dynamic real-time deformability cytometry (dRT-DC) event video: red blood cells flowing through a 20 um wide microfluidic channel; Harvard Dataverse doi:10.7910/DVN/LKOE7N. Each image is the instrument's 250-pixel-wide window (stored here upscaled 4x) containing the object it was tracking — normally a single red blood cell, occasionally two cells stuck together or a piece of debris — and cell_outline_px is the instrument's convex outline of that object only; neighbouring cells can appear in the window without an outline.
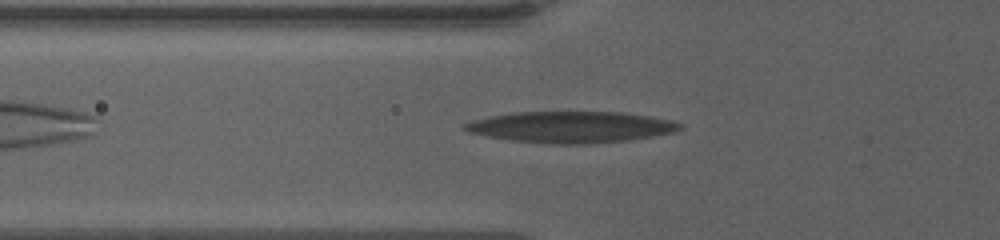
{"species": "human", "species_latin": "Homo sapiens", "temperature_condition": "warm", "stored_images_in_passage": 38, "camera_frame_rate_fps": 3000, "um_per_image_px": 0.085, "donor": {"sex": "female"}, "frame": {"image": 1, "passage_image": 4, "time_ms": 1.333, "image_size_px": [1000, 240], "cell_outline_px": [[684, 128], [676, 132], [628, 140], [592, 144], [548, 144], [512, 140], [484, 136], [468, 132], [464, 128], [464, 124], [472, 120], [488, 116], [512, 112], [624, 112], [672, 120], [684, 124]], "centroid_in_image_um": [48.56, 10.8], "position_along_channel_um": 77.2, "area_um2": 39.59}}
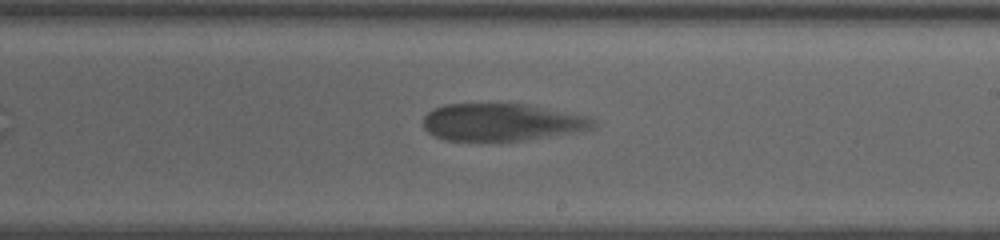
{"frame": {"image": 2, "passage_image": 16, "time_ms": 6.667, "image_size_px": [1000, 240], "cell_outline_px": [[596, 128], [584, 132], [524, 140], [444, 140], [432, 136], [424, 128], [424, 116], [428, 112], [444, 104], [524, 104], [588, 116], [596, 120]], "centroid_in_image_um": [42.72, 10.4], "position_along_channel_um": 246.3, "area_um2": 37.17}}
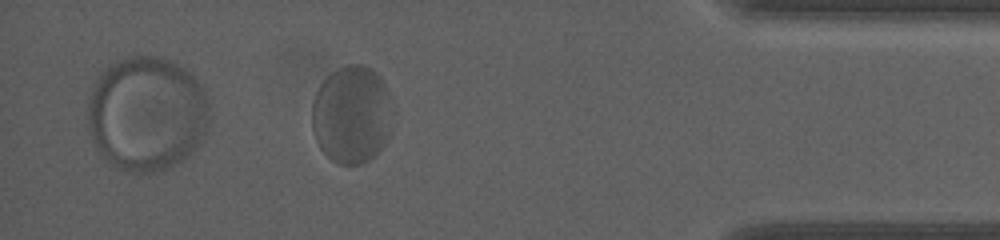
{"frame": {"image": 3, "passage_image": 33, "time_ms": 12.667, "image_size_px": [1000, 240], "cell_outline_px": [[396, 104], [392, 132], [380, 148], [364, 164], [336, 164], [320, 148], [316, 140], [312, 128], [312, 104], [316, 92], [320, 84], [332, 72], [348, 64], [364, 64], [372, 68], [380, 76]], "centroid_in_image_um": [29.96, 9.72], "position_along_channel_um": 405.2, "area_um2": 47.05}}